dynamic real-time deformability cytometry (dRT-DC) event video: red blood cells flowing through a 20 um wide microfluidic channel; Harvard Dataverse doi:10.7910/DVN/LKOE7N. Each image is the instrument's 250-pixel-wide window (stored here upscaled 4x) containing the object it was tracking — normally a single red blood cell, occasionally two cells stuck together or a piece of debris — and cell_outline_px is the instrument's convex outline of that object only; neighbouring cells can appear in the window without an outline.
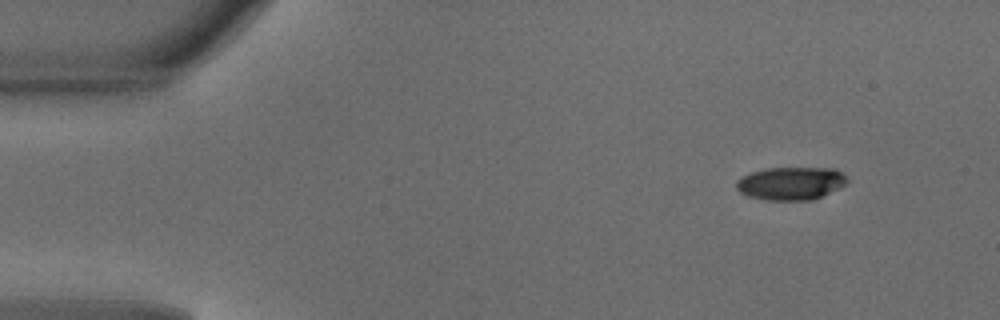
{"species": "common noctule bat (a hibernating species)", "species_latin": "Nyctalus noctula", "temperature_condition": "warm", "stored_images_in_passage": 45, "camera_frame_rate_fps": 3000, "um_per_image_px": 0.085, "animal": {"sex": "male", "body_mass_g": 18.8}, "frame": {"image": 1, "passage_image": 1, "time_ms": 0.0, "image_size_px": [1000, 320], "cell_outline_px": [[848, 180], [844, 184], [812, 200], [764, 200], [748, 196], [740, 192], [736, 188], [736, 180], [740, 176], [764, 168], [836, 168]], "centroid_in_image_um": [67.14, 15.58], "position_along_channel_um": 17.9, "area_um2": 21.15}}
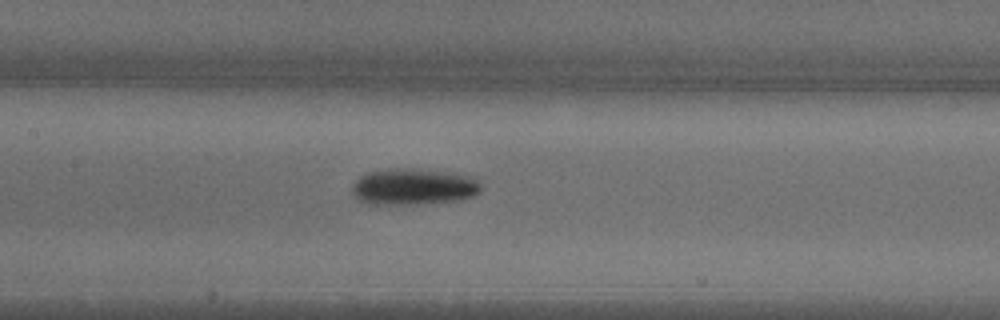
{"frame": {"image": 2, "passage_image": 19, "time_ms": 6.0, "image_size_px": [1000, 320], "cell_outline_px": [[480, 192], [476, 196], [460, 200], [424, 204], [368, 204], [360, 200], [352, 192], [352, 184], [360, 176], [368, 172], [388, 168], [408, 168], [444, 172], [468, 176], [476, 180], [480, 184]], "centroid_in_image_um": [35.13, 15.88], "position_along_channel_um": 172.3, "area_um2": 27.34}}
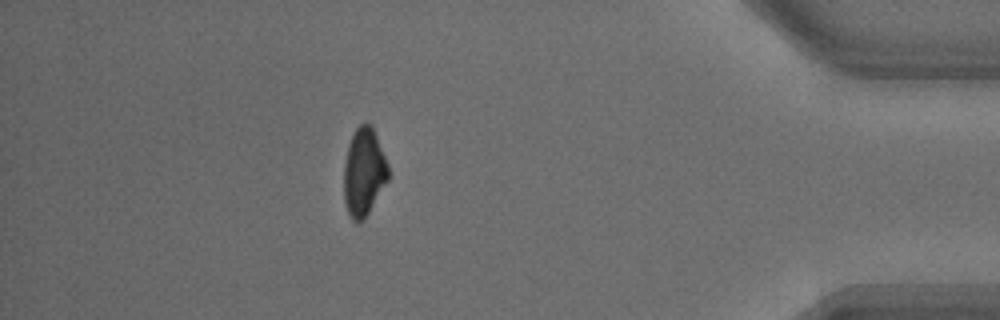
{"frame": {"image": 3, "passage_image": 39, "time_ms": 12.667, "image_size_px": [1000, 320], "cell_outline_px": [[388, 180], [364, 220], [352, 220], [348, 212], [344, 200], [344, 164], [348, 144], [356, 128], [360, 124], [372, 124], [388, 164]], "centroid_in_image_um": [30.93, 14.61], "position_along_channel_um": 404.3, "area_um2": 22.6}, "authors_computed_cell_mechanics": {"area_um2": 23.409, "velocity_mm_per_s": 4.1528, "shape_relaxation_time_tau1_ms": 2.3386, "shape_relaxation_time_tau2_ms": null, "deformation_change_tau1": 0.1435, "deformation_change_tau2": null}}